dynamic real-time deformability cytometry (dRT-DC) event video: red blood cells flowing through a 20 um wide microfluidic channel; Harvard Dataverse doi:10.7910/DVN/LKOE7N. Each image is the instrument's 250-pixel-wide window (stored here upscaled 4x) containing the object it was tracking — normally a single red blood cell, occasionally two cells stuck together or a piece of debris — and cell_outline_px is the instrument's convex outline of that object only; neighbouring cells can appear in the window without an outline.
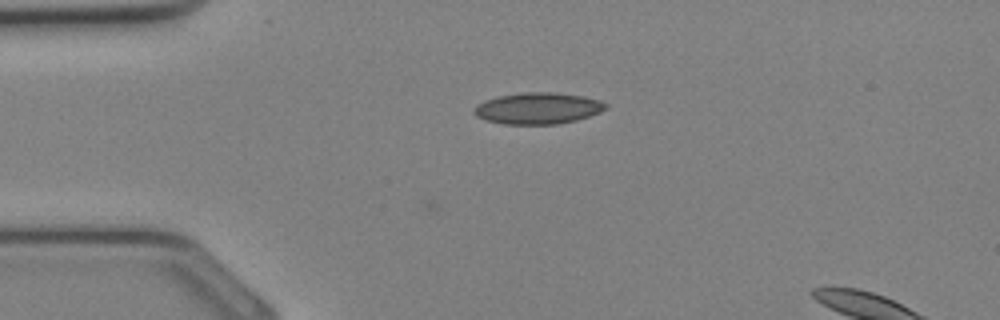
{"species": "Egyptian fruit bat (a non-hibernating species)", "species_latin": "Rousettus aegyptiacus", "temperature_condition": "cold", "stored_images_in_passage": 4, "camera_frame_rate_fps": 3000, "um_per_image_px": 0.085, "animal": {"sex": "female"}, "frame": {"image": 1, "passage_image": 4, "time_ms": 1.0, "image_size_px": [1000, 320], "cell_outline_px": [[608, 108], [600, 112], [576, 120], [556, 124], [504, 124], [488, 120], [476, 116], [472, 112], [472, 108], [476, 104], [484, 100], [496, 96], [520, 92], [556, 92], [584, 96], [600, 100], [608, 104]], "centroid_in_image_um": [45.7, 9.19], "position_along_channel_um": 39.3, "area_um2": 24.39}}